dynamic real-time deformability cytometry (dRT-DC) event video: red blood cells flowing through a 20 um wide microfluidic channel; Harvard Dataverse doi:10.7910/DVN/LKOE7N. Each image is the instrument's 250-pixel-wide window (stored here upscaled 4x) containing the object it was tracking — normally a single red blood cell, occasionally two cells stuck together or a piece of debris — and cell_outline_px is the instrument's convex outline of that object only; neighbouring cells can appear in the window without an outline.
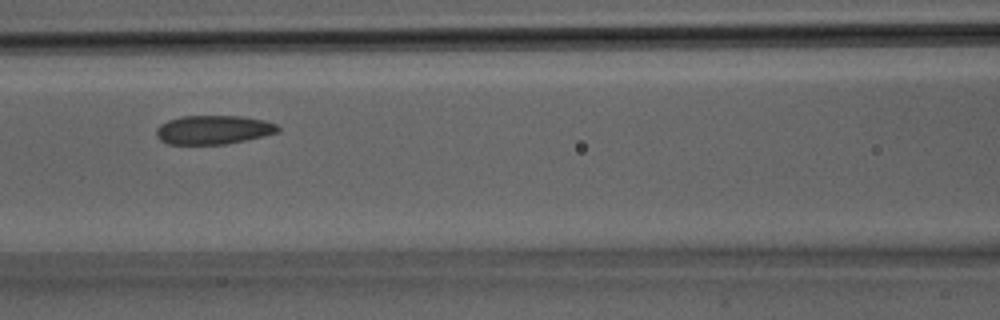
{"species": "Egyptian fruit bat (a non-hibernating species)", "species_latin": "Rousettus aegyptiacus", "temperature_condition": "room temperature", "stored_images_in_passage": 14, "camera_frame_rate_fps": 3000, "um_per_image_px": 0.085, "animal": {"sex": "male"}, "frame": {"image": 1, "passage_image": 5, "time_ms": 1.333, "image_size_px": [1000, 320], "cell_outline_px": [[280, 132], [264, 136], [224, 144], [168, 144], [160, 140], [156, 136], [156, 128], [160, 124], [168, 120], [180, 116], [244, 116], [264, 120], [276, 124], [280, 128]], "centroid_in_image_um": [18.13, 11.02], "position_along_channel_um": 148.5, "area_um2": 20.58}}
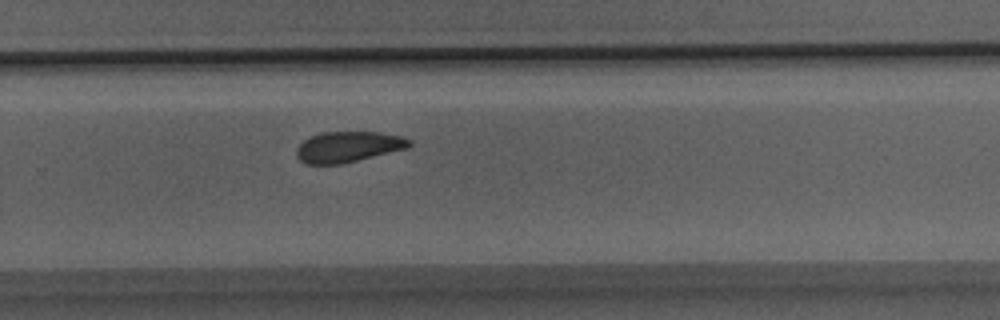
{"frame": {"image": 2, "passage_image": 12, "time_ms": 3.667, "image_size_px": [1000, 320], "cell_outline_px": [[412, 144], [408, 148], [340, 164], [304, 164], [296, 156], [296, 148], [304, 140], [320, 132], [380, 132], [404, 136], [412, 140]], "centroid_in_image_um": [29.61, 12.47], "position_along_channel_um": 300.2, "area_um2": 20.29}}
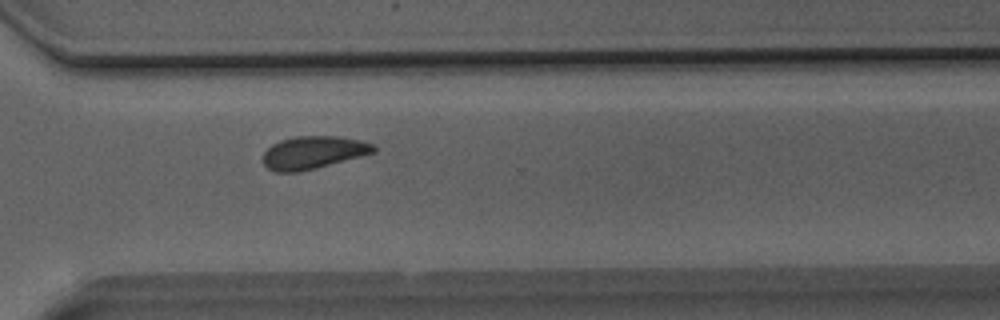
{"frame": {"image": 3, "passage_image": 14, "time_ms": 4.333, "image_size_px": [1000, 320], "cell_outline_px": [[376, 152], [316, 168], [300, 172], [276, 172], [268, 168], [264, 164], [264, 152], [272, 144], [280, 140], [296, 136], [336, 136], [360, 140], [372, 144], [376, 148]], "centroid_in_image_um": [26.62, 12.96], "position_along_channel_um": 344.0, "area_um2": 20.98}}